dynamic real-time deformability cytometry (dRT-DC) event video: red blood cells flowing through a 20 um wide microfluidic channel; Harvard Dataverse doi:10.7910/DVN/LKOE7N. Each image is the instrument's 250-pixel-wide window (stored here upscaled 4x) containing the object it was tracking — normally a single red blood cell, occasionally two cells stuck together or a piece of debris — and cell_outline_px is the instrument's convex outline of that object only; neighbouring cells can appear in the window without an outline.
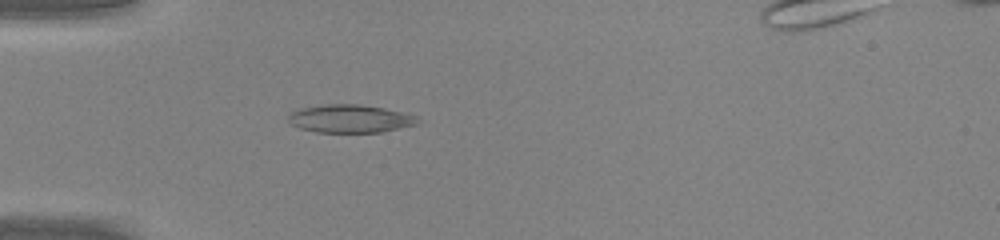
{"species": "common noctule bat (a hibernating species)", "species_latin": "Nyctalus noctula", "temperature_condition": "warm", "stored_images_in_passage": 23, "camera_frame_rate_fps": 3000, "um_per_image_px": 0.085, "animal": {"sex": "male", "body_mass_g": 20.0, "forearm_length_mm": 53.3}, "frame": {"image": 1, "passage_image": 16, "time_ms": 5.0, "image_size_px": [1000, 240], "cell_outline_px": [[420, 124], [380, 132], [316, 132], [300, 128], [292, 124], [288, 120], [288, 116], [292, 112], [300, 108], [324, 104], [356, 104], [384, 108], [420, 116]], "centroid_in_image_um": [29.81, 10.08], "position_along_channel_um": 55.2, "area_um2": 21.21}}
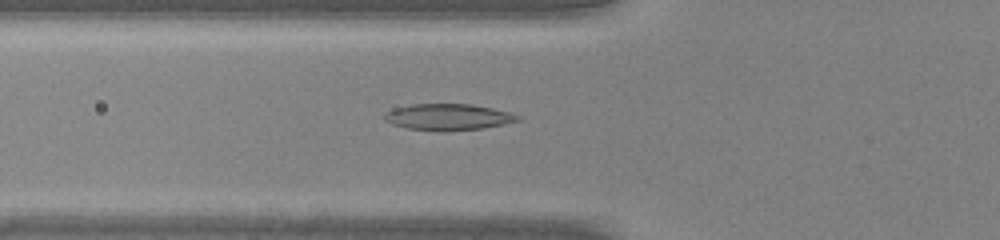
{"frame": {"image": 2, "passage_image": 19, "time_ms": 6.0, "image_size_px": [1000, 240], "cell_outline_px": [[520, 120], [504, 124], [484, 128], [444, 132], [440, 132], [408, 128], [392, 124], [384, 120], [384, 116], [388, 112], [396, 108], [412, 104], [472, 104], [492, 108], [508, 112], [520, 116]], "centroid_in_image_um": [38.11, 9.96], "position_along_channel_um": 87.7, "area_um2": 20.46}}
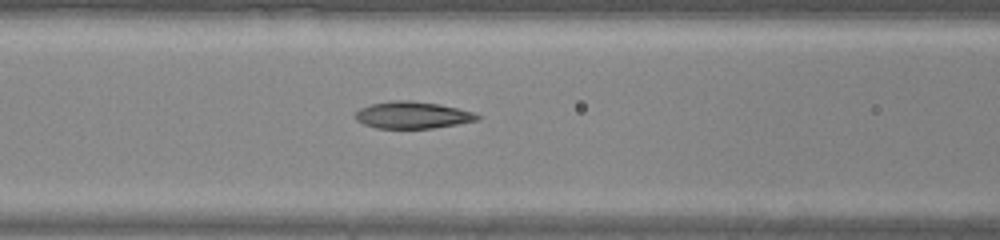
{"frame": {"image": 3, "passage_image": 22, "time_ms": 7.0, "image_size_px": [1000, 240], "cell_outline_px": [[480, 120], [432, 128], [376, 128], [364, 124], [356, 120], [352, 116], [360, 108], [372, 104], [392, 100], [412, 100], [440, 104], [472, 112], [480, 116]], "centroid_in_image_um": [35.03, 9.77], "position_along_channel_um": 131.6, "area_um2": 19.13}}